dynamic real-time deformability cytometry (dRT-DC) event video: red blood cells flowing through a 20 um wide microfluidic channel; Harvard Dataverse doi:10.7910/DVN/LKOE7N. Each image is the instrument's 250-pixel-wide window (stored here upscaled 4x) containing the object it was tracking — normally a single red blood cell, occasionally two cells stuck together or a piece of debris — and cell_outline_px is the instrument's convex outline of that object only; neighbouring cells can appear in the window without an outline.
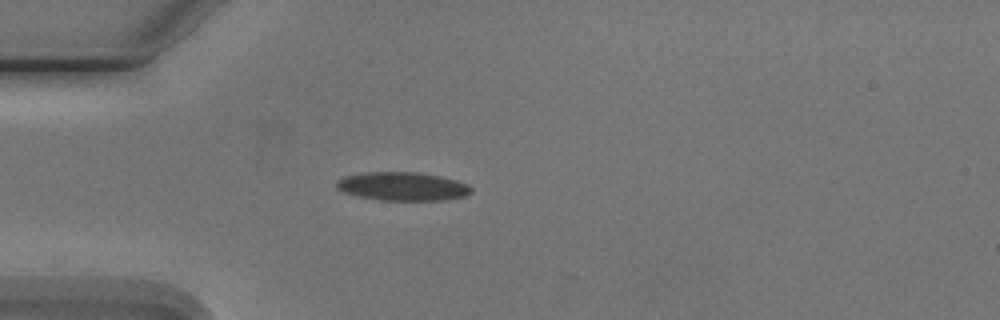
{"species": "Egyptian fruit bat (a non-hibernating species)", "species_latin": "Rousettus aegyptiacus", "temperature_condition": "cold", "stored_images_in_passage": 2, "camera_frame_rate_fps": 3000, "um_per_image_px": 0.085, "animal": {"sex": "male"}, "frame": {"image": 1, "passage_image": 2, "time_ms": 1.0, "image_size_px": [1000, 320], "cell_outline_px": [[472, 192], [464, 196], [444, 200], [380, 200], [356, 196], [344, 192], [336, 188], [336, 180], [344, 176], [364, 172], [416, 172], [440, 176], [456, 180], [468, 184], [472, 188]], "centroid_in_image_um": [34.19, 15.84], "position_along_channel_um": 50.8, "area_um2": 22.48}}